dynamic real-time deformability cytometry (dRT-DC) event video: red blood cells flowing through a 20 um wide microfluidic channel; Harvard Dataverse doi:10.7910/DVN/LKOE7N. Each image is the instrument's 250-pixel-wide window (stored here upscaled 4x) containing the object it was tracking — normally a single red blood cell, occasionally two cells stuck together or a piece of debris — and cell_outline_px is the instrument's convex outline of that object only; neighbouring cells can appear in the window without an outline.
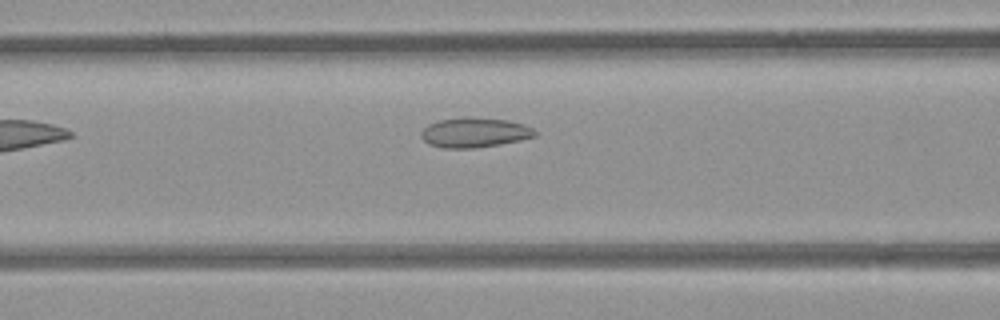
{"species": "common noctule bat (a hibernating species)", "species_latin": "Nyctalus noctula", "temperature_condition": "room temperature", "stored_images_in_passage": 16, "camera_frame_rate_fps": 3000, "um_per_image_px": 0.085, "animal": {"sex": "female", "body_mass_g": 21.9}, "frame": {"image": 1, "passage_image": 5, "time_ms": 1.333, "image_size_px": [1000, 320], "cell_outline_px": [[536, 136], [520, 140], [500, 144], [476, 148], [444, 148], [428, 144], [420, 136], [420, 132], [428, 124], [440, 120], [468, 116], [508, 120], [524, 124], [532, 128], [536, 132]], "centroid_in_image_um": [40.32, 11.26], "position_along_channel_um": 126.3, "area_um2": 19.88}}
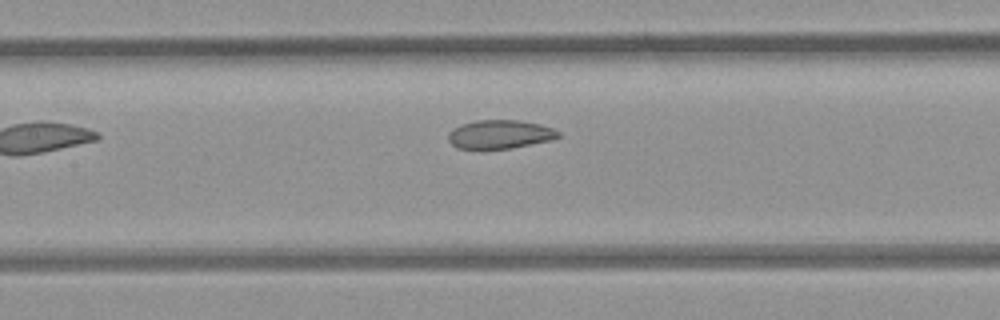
{"frame": {"image": 2, "passage_image": 8, "time_ms": 2.333, "image_size_px": [1000, 320], "cell_outline_px": [[560, 136], [552, 140], [508, 148], [456, 148], [448, 140], [448, 132], [452, 128], [460, 124], [476, 120], [516, 120], [540, 124], [552, 128], [560, 132]], "centroid_in_image_um": [42.46, 11.4], "position_along_channel_um": 164.9, "area_um2": 18.26}}
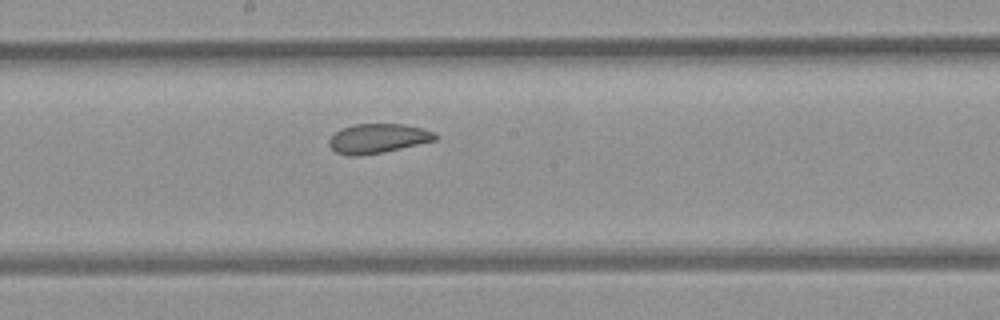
{"frame": {"image": 3, "passage_image": 12, "time_ms": 3.667, "image_size_px": [1000, 320], "cell_outline_px": [[440, 136], [436, 140], [384, 152], [360, 156], [348, 156], [336, 152], [328, 144], [328, 140], [340, 128], [352, 124], [404, 124], [436, 132]], "centroid_in_image_um": [32.12, 11.77], "position_along_channel_um": 216.1, "area_um2": 18.38}}